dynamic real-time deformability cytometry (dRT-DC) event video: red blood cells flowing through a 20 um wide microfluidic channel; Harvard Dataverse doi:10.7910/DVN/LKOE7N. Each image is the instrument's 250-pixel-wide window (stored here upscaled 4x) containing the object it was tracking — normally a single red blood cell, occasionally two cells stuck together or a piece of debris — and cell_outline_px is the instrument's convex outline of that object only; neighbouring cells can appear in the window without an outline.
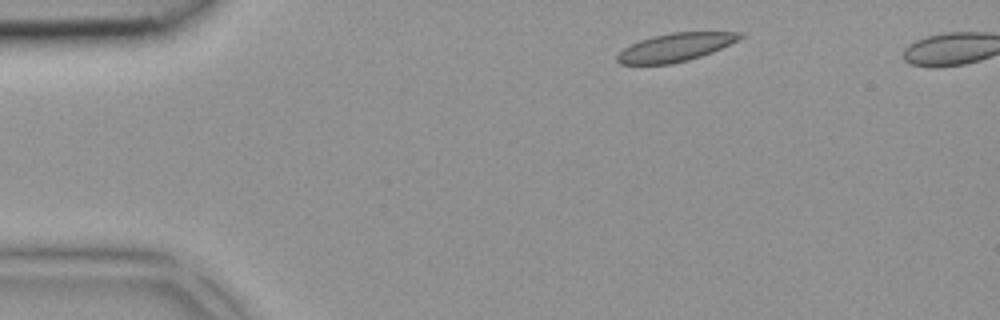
{"species": "common noctule bat (a hibernating species)", "species_latin": "Nyctalus noctula", "temperature_condition": "room temperature", "stored_images_in_passage": 4, "camera_frame_rate_fps": 3000, "um_per_image_px": 0.085, "animal": {"sex": "female", "body_mass_g": 18.4}, "frame": {"image": 1, "passage_image": 1, "time_ms": 0.0, "image_size_px": [1000, 320], "cell_outline_px": [[744, 36], [712, 52], [688, 60], [672, 64], [620, 64], [616, 60], [616, 56], [624, 48], [640, 40], [652, 36], [672, 32], [744, 32]], "centroid_in_image_um": [57.38, 4.02], "position_along_channel_um": 27.6, "area_um2": 19.94}}